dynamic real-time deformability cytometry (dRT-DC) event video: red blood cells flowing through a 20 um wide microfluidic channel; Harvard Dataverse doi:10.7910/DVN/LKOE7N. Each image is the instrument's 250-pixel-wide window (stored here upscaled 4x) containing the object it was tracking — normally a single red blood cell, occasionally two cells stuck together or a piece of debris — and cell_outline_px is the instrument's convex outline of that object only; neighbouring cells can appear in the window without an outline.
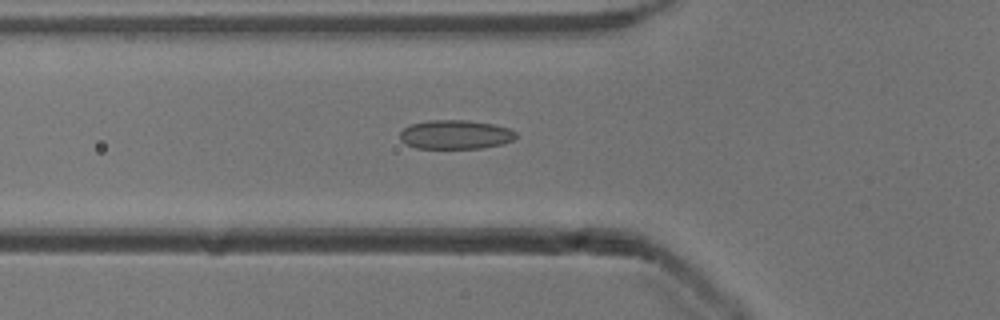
{"species": "common noctule bat (a hibernating species)", "species_latin": "Nyctalus noctula", "temperature_condition": "cold", "stored_images_in_passage": 44, "camera_frame_rate_fps": 3000, "um_per_image_px": 0.085, "animal": {"sex": "male", "body_mass_g": 13.3}, "frame": {"image": 1, "passage_image": 10, "time_ms": 3.0, "image_size_px": [1000, 320], "cell_outline_px": [[516, 136], [512, 140], [500, 144], [480, 148], [416, 148], [400, 140], [400, 132], [408, 124], [428, 120], [468, 120], [492, 124], [508, 128], [516, 132]], "centroid_in_image_um": [38.67, 11.43], "position_along_channel_um": 87.1, "area_um2": 19.54}}
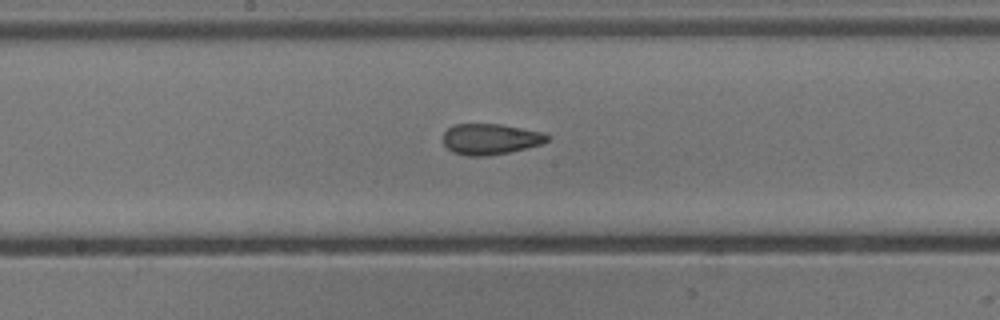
{"frame": {"image": 2, "passage_image": 19, "time_ms": 6.0, "image_size_px": [1000, 320], "cell_outline_px": [[548, 140], [540, 144], [508, 152], [488, 156], [468, 156], [452, 152], [444, 144], [444, 132], [448, 128], [456, 124], [500, 124], [544, 132], [548, 136]], "centroid_in_image_um": [41.66, 11.82], "position_along_channel_um": 206.5, "area_um2": 18.55}}
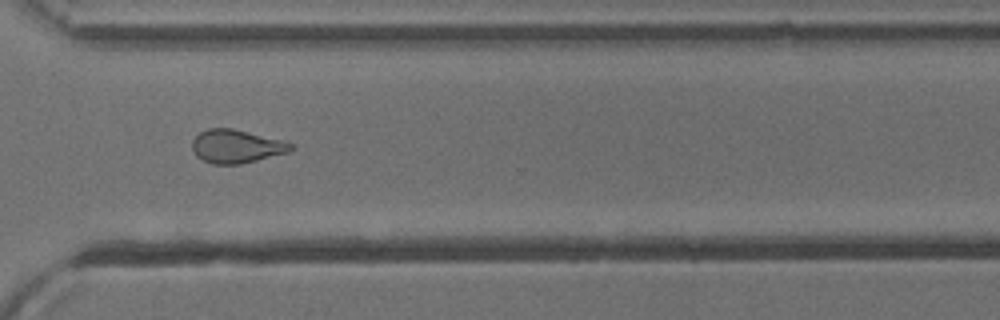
{"frame": {"image": 3, "passage_image": 30, "time_ms": 9.667, "image_size_px": [1000, 320], "cell_outline_px": [[296, 148], [288, 152], [240, 164], [212, 164], [196, 156], [192, 148], [192, 140], [200, 132], [208, 128], [232, 128], [280, 140], [292, 144]], "centroid_in_image_um": [20.06, 12.44], "position_along_channel_um": 350.5, "area_um2": 18.96}, "authors_computed_cell_mechanics": {"area_um2": 19.2185, "velocity_mm_per_s": 3.9433, "shape_relaxation_time_tau1_ms": null, "shape_relaxation_time_tau2_ms": 2.1967, "deformation_change_tau1": null, "deformation_change_tau2": 0.1037}}